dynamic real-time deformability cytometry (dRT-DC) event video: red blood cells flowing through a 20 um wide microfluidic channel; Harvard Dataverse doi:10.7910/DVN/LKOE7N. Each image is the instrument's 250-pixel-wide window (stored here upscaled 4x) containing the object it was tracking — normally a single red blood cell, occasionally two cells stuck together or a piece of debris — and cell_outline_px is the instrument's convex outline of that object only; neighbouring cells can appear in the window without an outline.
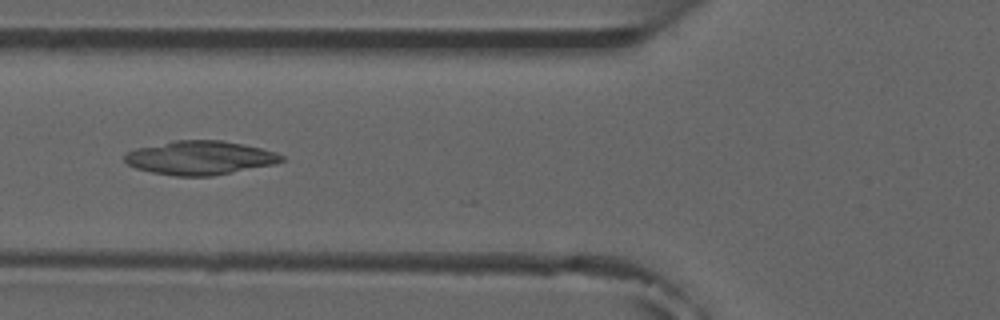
{"species": "common noctule bat (a hibernating species)", "species_latin": "Nyctalus noctula", "temperature_condition": "room temperature", "stored_images_in_passage": 7, "camera_frame_rate_fps": 3000, "um_per_image_px": 0.085, "animal": {"sex": "male", "forearm_length_mm": 52.5}, "frame": {"image": 1, "passage_image": 6, "time_ms": 5.667, "image_size_px": [1000, 320], "cell_outline_px": [[284, 160], [276, 164], [212, 176], [176, 176], [152, 172], [136, 168], [128, 164], [124, 160], [124, 156], [128, 152], [136, 148], [176, 140], [220, 140], [244, 144], [276, 152], [284, 156]], "centroid_in_image_um": [17.02, 13.41], "position_along_channel_um": 108.8, "area_um2": 30.87}}